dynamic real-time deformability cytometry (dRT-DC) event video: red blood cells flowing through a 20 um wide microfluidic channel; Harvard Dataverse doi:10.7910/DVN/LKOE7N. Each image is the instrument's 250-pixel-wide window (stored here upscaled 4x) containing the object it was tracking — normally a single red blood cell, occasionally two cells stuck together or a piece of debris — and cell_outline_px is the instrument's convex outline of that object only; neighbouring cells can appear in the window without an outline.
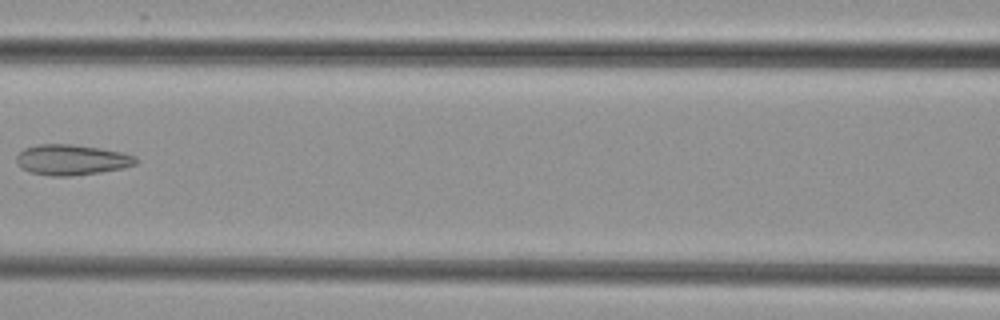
{"species": "common noctule bat (a hibernating species)", "species_latin": "Nyctalus noctula", "temperature_condition": "cold", "stored_images_in_passage": 7, "camera_frame_rate_fps": 3000, "um_per_image_px": 0.085, "animal": {"sex": "female", "body_mass_g": 29.2, "forearm_length_mm": 56.3}, "frame": {"image": 1, "passage_image": 6, "time_ms": 6.0, "image_size_px": [1000, 320], "cell_outline_px": [[140, 160], [136, 164], [124, 168], [100, 172], [72, 176], [48, 176], [32, 172], [20, 168], [16, 160], [16, 156], [24, 148], [36, 144], [72, 144], [100, 148], [124, 152], [136, 156]], "centroid_in_image_um": [6.12, 13.58], "position_along_channel_um": 160.5, "area_um2": 21.5}}
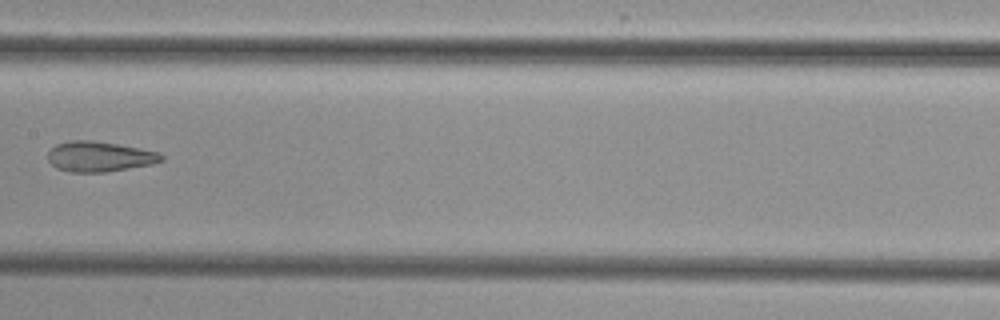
{"frame": {"image": 2, "passage_image": 7, "time_ms": 7.0, "image_size_px": [1000, 320], "cell_outline_px": [[164, 160], [152, 164], [104, 172], [68, 172], [56, 168], [48, 160], [48, 152], [56, 144], [72, 140], [92, 140], [140, 148], [160, 152], [164, 156]], "centroid_in_image_um": [8.46, 13.31], "position_along_channel_um": 198.9, "area_um2": 20.0}}